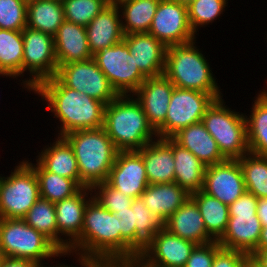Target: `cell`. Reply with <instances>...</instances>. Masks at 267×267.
Instances as JSON below:
<instances>
[{
    "mask_svg": "<svg viewBox=\"0 0 267 267\" xmlns=\"http://www.w3.org/2000/svg\"><path fill=\"white\" fill-rule=\"evenodd\" d=\"M246 253L221 247L214 256L212 267H242Z\"/></svg>",
    "mask_w": 267,
    "mask_h": 267,
    "instance_id": "obj_44",
    "label": "cell"
},
{
    "mask_svg": "<svg viewBox=\"0 0 267 267\" xmlns=\"http://www.w3.org/2000/svg\"><path fill=\"white\" fill-rule=\"evenodd\" d=\"M86 34L92 55L122 41L124 33L118 5L105 6L86 26Z\"/></svg>",
    "mask_w": 267,
    "mask_h": 267,
    "instance_id": "obj_21",
    "label": "cell"
},
{
    "mask_svg": "<svg viewBox=\"0 0 267 267\" xmlns=\"http://www.w3.org/2000/svg\"><path fill=\"white\" fill-rule=\"evenodd\" d=\"M163 227L197 245L214 241L208 235L200 210L191 197L166 220Z\"/></svg>",
    "mask_w": 267,
    "mask_h": 267,
    "instance_id": "obj_24",
    "label": "cell"
},
{
    "mask_svg": "<svg viewBox=\"0 0 267 267\" xmlns=\"http://www.w3.org/2000/svg\"><path fill=\"white\" fill-rule=\"evenodd\" d=\"M257 202L258 198L246 191L228 206L227 227L218 240L221 247L239 250L246 254L258 251L262 224L256 214Z\"/></svg>",
    "mask_w": 267,
    "mask_h": 267,
    "instance_id": "obj_8",
    "label": "cell"
},
{
    "mask_svg": "<svg viewBox=\"0 0 267 267\" xmlns=\"http://www.w3.org/2000/svg\"><path fill=\"white\" fill-rule=\"evenodd\" d=\"M55 55L58 67L70 62L92 59L86 27L64 21L54 35Z\"/></svg>",
    "mask_w": 267,
    "mask_h": 267,
    "instance_id": "obj_23",
    "label": "cell"
},
{
    "mask_svg": "<svg viewBox=\"0 0 267 267\" xmlns=\"http://www.w3.org/2000/svg\"><path fill=\"white\" fill-rule=\"evenodd\" d=\"M56 137L50 146L48 143L41 149L36 161L46 171L75 180L80 185V173L74 150L64 137Z\"/></svg>",
    "mask_w": 267,
    "mask_h": 267,
    "instance_id": "obj_27",
    "label": "cell"
},
{
    "mask_svg": "<svg viewBox=\"0 0 267 267\" xmlns=\"http://www.w3.org/2000/svg\"><path fill=\"white\" fill-rule=\"evenodd\" d=\"M84 267H113L109 261H89Z\"/></svg>",
    "mask_w": 267,
    "mask_h": 267,
    "instance_id": "obj_52",
    "label": "cell"
},
{
    "mask_svg": "<svg viewBox=\"0 0 267 267\" xmlns=\"http://www.w3.org/2000/svg\"><path fill=\"white\" fill-rule=\"evenodd\" d=\"M14 168L6 177L0 174V218L22 219L40 198L34 169L25 159Z\"/></svg>",
    "mask_w": 267,
    "mask_h": 267,
    "instance_id": "obj_9",
    "label": "cell"
},
{
    "mask_svg": "<svg viewBox=\"0 0 267 267\" xmlns=\"http://www.w3.org/2000/svg\"><path fill=\"white\" fill-rule=\"evenodd\" d=\"M22 219L58 248V227L54 203L40 197Z\"/></svg>",
    "mask_w": 267,
    "mask_h": 267,
    "instance_id": "obj_36",
    "label": "cell"
},
{
    "mask_svg": "<svg viewBox=\"0 0 267 267\" xmlns=\"http://www.w3.org/2000/svg\"><path fill=\"white\" fill-rule=\"evenodd\" d=\"M70 255H72V256H74L75 255V260H76V258H77V261L80 263L79 265H81L80 267H84L88 262H89V260H87V259H84L83 257H81V256H79V255H77V254H72V253H70ZM62 264H60V263H58L57 265H54V266H50V265H48L49 263H41V264H39L38 265V267H75V266H72V264H71V266L69 265H65V263H63V262H61ZM46 264V265H45ZM48 265V266H47ZM77 267V266H76Z\"/></svg>",
    "mask_w": 267,
    "mask_h": 267,
    "instance_id": "obj_48",
    "label": "cell"
},
{
    "mask_svg": "<svg viewBox=\"0 0 267 267\" xmlns=\"http://www.w3.org/2000/svg\"><path fill=\"white\" fill-rule=\"evenodd\" d=\"M254 255L263 267H267V250L256 251Z\"/></svg>",
    "mask_w": 267,
    "mask_h": 267,
    "instance_id": "obj_51",
    "label": "cell"
},
{
    "mask_svg": "<svg viewBox=\"0 0 267 267\" xmlns=\"http://www.w3.org/2000/svg\"><path fill=\"white\" fill-rule=\"evenodd\" d=\"M55 76L66 87L99 100L105 105L119 96L93 58L63 64L58 67Z\"/></svg>",
    "mask_w": 267,
    "mask_h": 267,
    "instance_id": "obj_13",
    "label": "cell"
},
{
    "mask_svg": "<svg viewBox=\"0 0 267 267\" xmlns=\"http://www.w3.org/2000/svg\"><path fill=\"white\" fill-rule=\"evenodd\" d=\"M93 59L118 95H133L146 80L124 40L98 51Z\"/></svg>",
    "mask_w": 267,
    "mask_h": 267,
    "instance_id": "obj_12",
    "label": "cell"
},
{
    "mask_svg": "<svg viewBox=\"0 0 267 267\" xmlns=\"http://www.w3.org/2000/svg\"><path fill=\"white\" fill-rule=\"evenodd\" d=\"M189 197L190 194L176 182L149 184L140 195L146 207L163 224Z\"/></svg>",
    "mask_w": 267,
    "mask_h": 267,
    "instance_id": "obj_25",
    "label": "cell"
},
{
    "mask_svg": "<svg viewBox=\"0 0 267 267\" xmlns=\"http://www.w3.org/2000/svg\"><path fill=\"white\" fill-rule=\"evenodd\" d=\"M0 247L5 257L37 264L46 263L49 258L71 256L70 252H61L47 237L20 218H0Z\"/></svg>",
    "mask_w": 267,
    "mask_h": 267,
    "instance_id": "obj_6",
    "label": "cell"
},
{
    "mask_svg": "<svg viewBox=\"0 0 267 267\" xmlns=\"http://www.w3.org/2000/svg\"><path fill=\"white\" fill-rule=\"evenodd\" d=\"M139 151L149 184L174 182L175 164L172 138L157 137Z\"/></svg>",
    "mask_w": 267,
    "mask_h": 267,
    "instance_id": "obj_22",
    "label": "cell"
},
{
    "mask_svg": "<svg viewBox=\"0 0 267 267\" xmlns=\"http://www.w3.org/2000/svg\"><path fill=\"white\" fill-rule=\"evenodd\" d=\"M35 171L39 182L40 197L52 203L77 194L82 187L75 181L46 171L37 161L25 160Z\"/></svg>",
    "mask_w": 267,
    "mask_h": 267,
    "instance_id": "obj_32",
    "label": "cell"
},
{
    "mask_svg": "<svg viewBox=\"0 0 267 267\" xmlns=\"http://www.w3.org/2000/svg\"><path fill=\"white\" fill-rule=\"evenodd\" d=\"M197 244L171 234L164 227L146 244L139 254L153 267H185Z\"/></svg>",
    "mask_w": 267,
    "mask_h": 267,
    "instance_id": "obj_15",
    "label": "cell"
},
{
    "mask_svg": "<svg viewBox=\"0 0 267 267\" xmlns=\"http://www.w3.org/2000/svg\"><path fill=\"white\" fill-rule=\"evenodd\" d=\"M202 191L228 206L236 201L247 191L239 161L206 166Z\"/></svg>",
    "mask_w": 267,
    "mask_h": 267,
    "instance_id": "obj_16",
    "label": "cell"
},
{
    "mask_svg": "<svg viewBox=\"0 0 267 267\" xmlns=\"http://www.w3.org/2000/svg\"><path fill=\"white\" fill-rule=\"evenodd\" d=\"M267 250V226L262 227L258 242V251Z\"/></svg>",
    "mask_w": 267,
    "mask_h": 267,
    "instance_id": "obj_50",
    "label": "cell"
},
{
    "mask_svg": "<svg viewBox=\"0 0 267 267\" xmlns=\"http://www.w3.org/2000/svg\"><path fill=\"white\" fill-rule=\"evenodd\" d=\"M38 265L30 260L5 257L0 267H38Z\"/></svg>",
    "mask_w": 267,
    "mask_h": 267,
    "instance_id": "obj_46",
    "label": "cell"
},
{
    "mask_svg": "<svg viewBox=\"0 0 267 267\" xmlns=\"http://www.w3.org/2000/svg\"><path fill=\"white\" fill-rule=\"evenodd\" d=\"M197 204L208 235L218 241L224 234L229 220L228 205L202 190L190 194Z\"/></svg>",
    "mask_w": 267,
    "mask_h": 267,
    "instance_id": "obj_30",
    "label": "cell"
},
{
    "mask_svg": "<svg viewBox=\"0 0 267 267\" xmlns=\"http://www.w3.org/2000/svg\"><path fill=\"white\" fill-rule=\"evenodd\" d=\"M115 215L121 225V259L136 257V228L132 208L118 211Z\"/></svg>",
    "mask_w": 267,
    "mask_h": 267,
    "instance_id": "obj_42",
    "label": "cell"
},
{
    "mask_svg": "<svg viewBox=\"0 0 267 267\" xmlns=\"http://www.w3.org/2000/svg\"><path fill=\"white\" fill-rule=\"evenodd\" d=\"M23 35L22 78L25 72L29 78L19 81L23 89L33 91L42 81L53 78L58 70L55 55L54 36L25 27ZM24 73V74H23Z\"/></svg>",
    "mask_w": 267,
    "mask_h": 267,
    "instance_id": "obj_10",
    "label": "cell"
},
{
    "mask_svg": "<svg viewBox=\"0 0 267 267\" xmlns=\"http://www.w3.org/2000/svg\"><path fill=\"white\" fill-rule=\"evenodd\" d=\"M188 6L193 0H170Z\"/></svg>",
    "mask_w": 267,
    "mask_h": 267,
    "instance_id": "obj_53",
    "label": "cell"
},
{
    "mask_svg": "<svg viewBox=\"0 0 267 267\" xmlns=\"http://www.w3.org/2000/svg\"><path fill=\"white\" fill-rule=\"evenodd\" d=\"M103 128L119 151L140 150L157 138L133 95H119L105 106Z\"/></svg>",
    "mask_w": 267,
    "mask_h": 267,
    "instance_id": "obj_3",
    "label": "cell"
},
{
    "mask_svg": "<svg viewBox=\"0 0 267 267\" xmlns=\"http://www.w3.org/2000/svg\"><path fill=\"white\" fill-rule=\"evenodd\" d=\"M134 224L136 228V257L146 244L163 228V223L146 207L141 198L132 201Z\"/></svg>",
    "mask_w": 267,
    "mask_h": 267,
    "instance_id": "obj_37",
    "label": "cell"
},
{
    "mask_svg": "<svg viewBox=\"0 0 267 267\" xmlns=\"http://www.w3.org/2000/svg\"><path fill=\"white\" fill-rule=\"evenodd\" d=\"M256 95L250 114H245L249 152L267 156V96Z\"/></svg>",
    "mask_w": 267,
    "mask_h": 267,
    "instance_id": "obj_33",
    "label": "cell"
},
{
    "mask_svg": "<svg viewBox=\"0 0 267 267\" xmlns=\"http://www.w3.org/2000/svg\"><path fill=\"white\" fill-rule=\"evenodd\" d=\"M22 31L0 29V74L11 79L22 77Z\"/></svg>",
    "mask_w": 267,
    "mask_h": 267,
    "instance_id": "obj_34",
    "label": "cell"
},
{
    "mask_svg": "<svg viewBox=\"0 0 267 267\" xmlns=\"http://www.w3.org/2000/svg\"><path fill=\"white\" fill-rule=\"evenodd\" d=\"M174 88L175 85L163 74L146 78L133 94L155 131L165 122Z\"/></svg>",
    "mask_w": 267,
    "mask_h": 267,
    "instance_id": "obj_19",
    "label": "cell"
},
{
    "mask_svg": "<svg viewBox=\"0 0 267 267\" xmlns=\"http://www.w3.org/2000/svg\"><path fill=\"white\" fill-rule=\"evenodd\" d=\"M220 248L218 241L196 245L185 267H212L214 256Z\"/></svg>",
    "mask_w": 267,
    "mask_h": 267,
    "instance_id": "obj_43",
    "label": "cell"
},
{
    "mask_svg": "<svg viewBox=\"0 0 267 267\" xmlns=\"http://www.w3.org/2000/svg\"><path fill=\"white\" fill-rule=\"evenodd\" d=\"M27 26V2L0 0V29L22 31Z\"/></svg>",
    "mask_w": 267,
    "mask_h": 267,
    "instance_id": "obj_40",
    "label": "cell"
},
{
    "mask_svg": "<svg viewBox=\"0 0 267 267\" xmlns=\"http://www.w3.org/2000/svg\"><path fill=\"white\" fill-rule=\"evenodd\" d=\"M229 0H193L187 6L191 29L198 35L199 28L212 24L226 10ZM225 8V9H224Z\"/></svg>",
    "mask_w": 267,
    "mask_h": 267,
    "instance_id": "obj_38",
    "label": "cell"
},
{
    "mask_svg": "<svg viewBox=\"0 0 267 267\" xmlns=\"http://www.w3.org/2000/svg\"><path fill=\"white\" fill-rule=\"evenodd\" d=\"M72 146L80 173L82 188L107 181L119 150L108 137L105 129H87L63 136Z\"/></svg>",
    "mask_w": 267,
    "mask_h": 267,
    "instance_id": "obj_4",
    "label": "cell"
},
{
    "mask_svg": "<svg viewBox=\"0 0 267 267\" xmlns=\"http://www.w3.org/2000/svg\"><path fill=\"white\" fill-rule=\"evenodd\" d=\"M160 0H126L118 4L124 35L148 32Z\"/></svg>",
    "mask_w": 267,
    "mask_h": 267,
    "instance_id": "obj_31",
    "label": "cell"
},
{
    "mask_svg": "<svg viewBox=\"0 0 267 267\" xmlns=\"http://www.w3.org/2000/svg\"><path fill=\"white\" fill-rule=\"evenodd\" d=\"M106 182L124 195L140 198L149 185L140 151H119Z\"/></svg>",
    "mask_w": 267,
    "mask_h": 267,
    "instance_id": "obj_17",
    "label": "cell"
},
{
    "mask_svg": "<svg viewBox=\"0 0 267 267\" xmlns=\"http://www.w3.org/2000/svg\"><path fill=\"white\" fill-rule=\"evenodd\" d=\"M93 198L106 210L116 213L130 208L133 198L110 186L106 181L91 188ZM97 190V191H96Z\"/></svg>",
    "mask_w": 267,
    "mask_h": 267,
    "instance_id": "obj_41",
    "label": "cell"
},
{
    "mask_svg": "<svg viewBox=\"0 0 267 267\" xmlns=\"http://www.w3.org/2000/svg\"><path fill=\"white\" fill-rule=\"evenodd\" d=\"M216 99L202 118L207 131L217 142L221 154L228 160H237L249 152L247 124L244 113L236 112Z\"/></svg>",
    "mask_w": 267,
    "mask_h": 267,
    "instance_id": "obj_7",
    "label": "cell"
},
{
    "mask_svg": "<svg viewBox=\"0 0 267 267\" xmlns=\"http://www.w3.org/2000/svg\"><path fill=\"white\" fill-rule=\"evenodd\" d=\"M108 3H111L112 4V0H106Z\"/></svg>",
    "mask_w": 267,
    "mask_h": 267,
    "instance_id": "obj_57",
    "label": "cell"
},
{
    "mask_svg": "<svg viewBox=\"0 0 267 267\" xmlns=\"http://www.w3.org/2000/svg\"><path fill=\"white\" fill-rule=\"evenodd\" d=\"M267 35V34H266ZM265 39H267V36H266V38ZM267 42V41H266ZM265 81H267V80H265ZM265 83H267V82H265ZM266 86H267V84H266ZM266 86H264L265 88H263L262 90H260L259 92H258V95H263V96H267V88H266Z\"/></svg>",
    "mask_w": 267,
    "mask_h": 267,
    "instance_id": "obj_54",
    "label": "cell"
},
{
    "mask_svg": "<svg viewBox=\"0 0 267 267\" xmlns=\"http://www.w3.org/2000/svg\"><path fill=\"white\" fill-rule=\"evenodd\" d=\"M148 33L166 47L197 40L189 24L187 6L170 0H160Z\"/></svg>",
    "mask_w": 267,
    "mask_h": 267,
    "instance_id": "obj_14",
    "label": "cell"
},
{
    "mask_svg": "<svg viewBox=\"0 0 267 267\" xmlns=\"http://www.w3.org/2000/svg\"><path fill=\"white\" fill-rule=\"evenodd\" d=\"M123 40L146 78L164 74L167 47L161 41L148 32L124 35Z\"/></svg>",
    "mask_w": 267,
    "mask_h": 267,
    "instance_id": "obj_20",
    "label": "cell"
},
{
    "mask_svg": "<svg viewBox=\"0 0 267 267\" xmlns=\"http://www.w3.org/2000/svg\"><path fill=\"white\" fill-rule=\"evenodd\" d=\"M171 138L192 152L206 166L219 164L227 160L221 154L217 142L202 122L181 129Z\"/></svg>",
    "mask_w": 267,
    "mask_h": 267,
    "instance_id": "obj_26",
    "label": "cell"
},
{
    "mask_svg": "<svg viewBox=\"0 0 267 267\" xmlns=\"http://www.w3.org/2000/svg\"><path fill=\"white\" fill-rule=\"evenodd\" d=\"M256 214L262 224V227L267 226V197L258 198Z\"/></svg>",
    "mask_w": 267,
    "mask_h": 267,
    "instance_id": "obj_47",
    "label": "cell"
},
{
    "mask_svg": "<svg viewBox=\"0 0 267 267\" xmlns=\"http://www.w3.org/2000/svg\"><path fill=\"white\" fill-rule=\"evenodd\" d=\"M65 20L86 27L109 3L106 0H62Z\"/></svg>",
    "mask_w": 267,
    "mask_h": 267,
    "instance_id": "obj_39",
    "label": "cell"
},
{
    "mask_svg": "<svg viewBox=\"0 0 267 267\" xmlns=\"http://www.w3.org/2000/svg\"><path fill=\"white\" fill-rule=\"evenodd\" d=\"M219 98H223V94L175 87L165 122L156 130L157 137L171 138L181 129L202 122L207 109Z\"/></svg>",
    "mask_w": 267,
    "mask_h": 267,
    "instance_id": "obj_11",
    "label": "cell"
},
{
    "mask_svg": "<svg viewBox=\"0 0 267 267\" xmlns=\"http://www.w3.org/2000/svg\"><path fill=\"white\" fill-rule=\"evenodd\" d=\"M65 21L63 5L55 0H31L27 3V27L54 36Z\"/></svg>",
    "mask_w": 267,
    "mask_h": 267,
    "instance_id": "obj_29",
    "label": "cell"
},
{
    "mask_svg": "<svg viewBox=\"0 0 267 267\" xmlns=\"http://www.w3.org/2000/svg\"><path fill=\"white\" fill-rule=\"evenodd\" d=\"M196 41L167 47L164 75L175 87L209 94H223L216 81L217 78L213 75L209 60L197 47Z\"/></svg>",
    "mask_w": 267,
    "mask_h": 267,
    "instance_id": "obj_5",
    "label": "cell"
},
{
    "mask_svg": "<svg viewBox=\"0 0 267 267\" xmlns=\"http://www.w3.org/2000/svg\"><path fill=\"white\" fill-rule=\"evenodd\" d=\"M173 155L175 164L174 182L189 194L202 190L206 165L192 152L173 140Z\"/></svg>",
    "mask_w": 267,
    "mask_h": 267,
    "instance_id": "obj_28",
    "label": "cell"
},
{
    "mask_svg": "<svg viewBox=\"0 0 267 267\" xmlns=\"http://www.w3.org/2000/svg\"><path fill=\"white\" fill-rule=\"evenodd\" d=\"M113 267H153L147 264L141 257H131L109 261Z\"/></svg>",
    "mask_w": 267,
    "mask_h": 267,
    "instance_id": "obj_45",
    "label": "cell"
},
{
    "mask_svg": "<svg viewBox=\"0 0 267 267\" xmlns=\"http://www.w3.org/2000/svg\"><path fill=\"white\" fill-rule=\"evenodd\" d=\"M32 92L47 105V111L59 119L57 136L104 125L105 104L88 95L66 87L56 76L42 81Z\"/></svg>",
    "mask_w": 267,
    "mask_h": 267,
    "instance_id": "obj_1",
    "label": "cell"
},
{
    "mask_svg": "<svg viewBox=\"0 0 267 267\" xmlns=\"http://www.w3.org/2000/svg\"><path fill=\"white\" fill-rule=\"evenodd\" d=\"M70 253L89 261L121 259L120 219L92 198L84 210L81 236L70 246Z\"/></svg>",
    "mask_w": 267,
    "mask_h": 267,
    "instance_id": "obj_2",
    "label": "cell"
},
{
    "mask_svg": "<svg viewBox=\"0 0 267 267\" xmlns=\"http://www.w3.org/2000/svg\"><path fill=\"white\" fill-rule=\"evenodd\" d=\"M242 267H263L252 254H246L242 259Z\"/></svg>",
    "mask_w": 267,
    "mask_h": 267,
    "instance_id": "obj_49",
    "label": "cell"
},
{
    "mask_svg": "<svg viewBox=\"0 0 267 267\" xmlns=\"http://www.w3.org/2000/svg\"><path fill=\"white\" fill-rule=\"evenodd\" d=\"M4 258H5V255H4V253H3V251H2V249L0 247V265L2 264Z\"/></svg>",
    "mask_w": 267,
    "mask_h": 267,
    "instance_id": "obj_55",
    "label": "cell"
},
{
    "mask_svg": "<svg viewBox=\"0 0 267 267\" xmlns=\"http://www.w3.org/2000/svg\"><path fill=\"white\" fill-rule=\"evenodd\" d=\"M124 1L126 0H112V4L118 5L119 3L124 2Z\"/></svg>",
    "mask_w": 267,
    "mask_h": 267,
    "instance_id": "obj_56",
    "label": "cell"
},
{
    "mask_svg": "<svg viewBox=\"0 0 267 267\" xmlns=\"http://www.w3.org/2000/svg\"><path fill=\"white\" fill-rule=\"evenodd\" d=\"M92 198L91 188L84 187L74 196L54 203L61 252H70V246L81 236L84 210Z\"/></svg>",
    "mask_w": 267,
    "mask_h": 267,
    "instance_id": "obj_18",
    "label": "cell"
},
{
    "mask_svg": "<svg viewBox=\"0 0 267 267\" xmlns=\"http://www.w3.org/2000/svg\"><path fill=\"white\" fill-rule=\"evenodd\" d=\"M241 166L246 190L257 198L267 197V156L248 152L237 159Z\"/></svg>",
    "mask_w": 267,
    "mask_h": 267,
    "instance_id": "obj_35",
    "label": "cell"
}]
</instances>
